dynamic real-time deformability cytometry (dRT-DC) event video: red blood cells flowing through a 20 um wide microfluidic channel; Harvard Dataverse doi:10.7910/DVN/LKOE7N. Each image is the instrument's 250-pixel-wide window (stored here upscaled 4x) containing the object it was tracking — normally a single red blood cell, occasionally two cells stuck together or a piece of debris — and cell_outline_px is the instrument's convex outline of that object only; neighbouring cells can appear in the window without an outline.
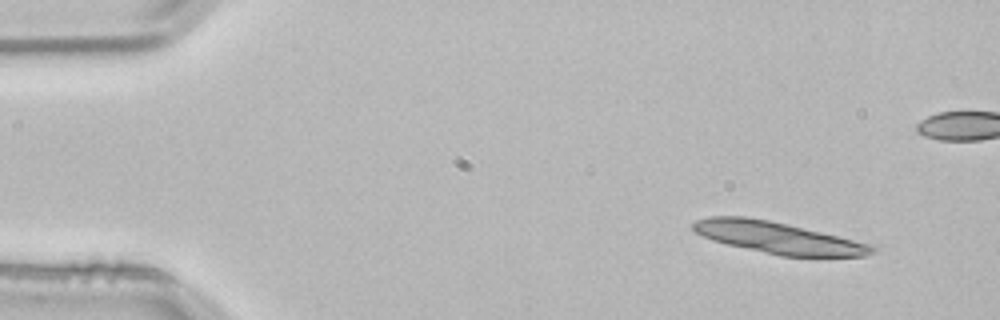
{"species": "common noctule bat (a hibernating species)", "species_latin": "Nyctalus noctula", "temperature_condition": "room temperature", "stored_images_in_passage": 3, "camera_frame_rate_fps": 3000, "um_per_image_px": 0.085, "animal": {"sex": "male", "body_mass_g": 21.5, "forearm_length_mm": 52.0}, "frame": {"image": 1, "passage_image": 1, "time_ms": 0.0, "image_size_px": [1000, 320], "cell_outline_px": [[880, 248], [876, 252], [864, 256], [780, 256], [728, 244], [712, 240], [696, 232], [692, 228], [692, 224], [696, 220], [708, 216], [744, 216], [768, 220], [788, 224], [872, 244]], "centroid_in_image_um": [66.17, 20.2], "position_along_channel_um": 18.8, "area_um2": 32.83}}